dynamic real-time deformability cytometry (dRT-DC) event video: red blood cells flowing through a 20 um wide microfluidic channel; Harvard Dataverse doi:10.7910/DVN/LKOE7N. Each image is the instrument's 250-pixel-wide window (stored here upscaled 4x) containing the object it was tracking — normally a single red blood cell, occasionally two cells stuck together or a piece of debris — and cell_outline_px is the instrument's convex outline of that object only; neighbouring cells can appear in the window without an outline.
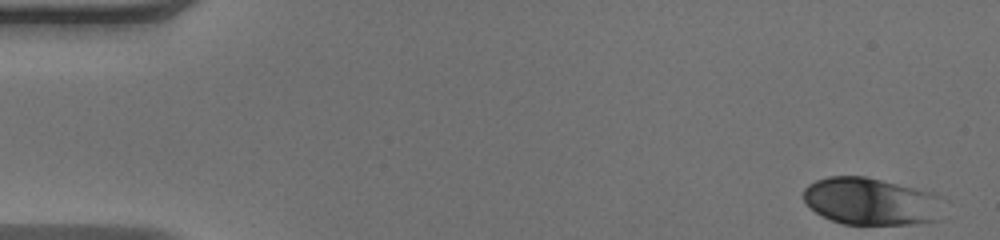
{"species": "human", "species_latin": "Homo sapiens", "temperature_condition": "warm", "stored_images_in_passage": 49, "camera_frame_rate_fps": 3000, "um_per_image_px": 0.085, "donor": {"sex": "male"}, "frame": {"image": 1, "passage_image": 1, "time_ms": 0.0, "image_size_px": [1000, 240], "cell_outline_px": [[948, 200], [940, 220], [916, 224], [844, 224], [832, 220], [816, 212], [804, 200], [804, 188], [808, 184], [816, 180], [828, 176], [864, 176], [932, 192], [944, 196]], "centroid_in_image_um": [74.17, 17.12], "position_along_channel_um": 10.8, "area_um2": 39.19}}
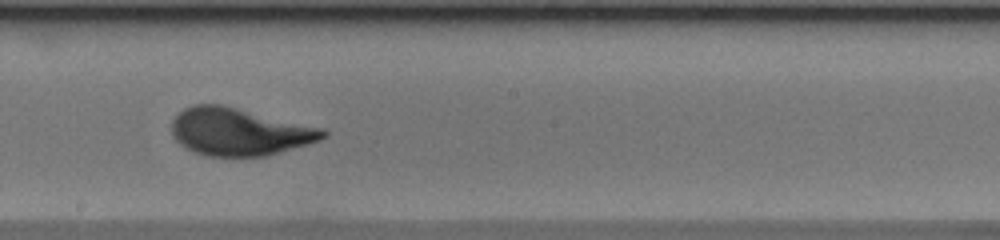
{"frame": {"image": 2, "passage_image": 27, "time_ms": 8.667, "image_size_px": [1000, 240], "cell_outline_px": [[328, 136], [320, 140], [308, 144], [268, 156], [208, 156], [184, 148], [172, 136], [172, 120], [184, 108], [192, 104], [220, 104], [324, 128], [328, 132]], "centroid_in_image_um": [20.35, 11.2], "position_along_channel_um": 227.9, "area_um2": 41.96}}
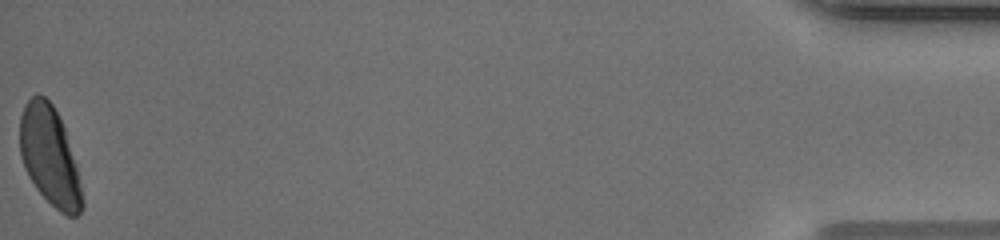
{"frame": {"image": 3, "passage_image": 49, "time_ms": 16.0, "image_size_px": [1000, 240], "cell_outline_px": [[84, 208], [76, 216], [68, 216], [60, 212], [36, 188], [28, 176], [24, 168], [20, 156], [20, 116], [24, 104], [36, 92], [40, 92], [52, 104], [64, 128], [76, 164], [84, 200]], "centroid_in_image_um": [4.21, 13.27], "position_along_channel_um": 431.0, "area_um2": 35.89}, "authors_computed_cell_mechanics": {"area_um2": 40.2866, "velocity_mm_per_s": 4.0977, "shape_relaxation_time_tau1_ms": 3.5485, "shape_relaxation_time_tau2_ms": null, "deformation_change_tau1": 0.1699, "deformation_change_tau2": null}}